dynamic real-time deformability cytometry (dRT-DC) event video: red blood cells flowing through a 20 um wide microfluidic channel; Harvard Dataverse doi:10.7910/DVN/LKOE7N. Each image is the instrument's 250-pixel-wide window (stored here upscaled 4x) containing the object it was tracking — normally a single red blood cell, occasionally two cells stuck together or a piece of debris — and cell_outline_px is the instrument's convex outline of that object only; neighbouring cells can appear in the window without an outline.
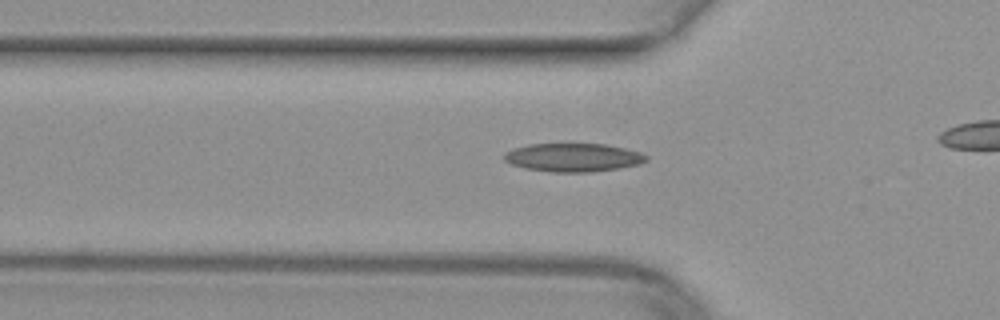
{"species": "common noctule bat (a hibernating species)", "species_latin": "Nyctalus noctula", "temperature_condition": "warm", "stored_images_in_passage": 33, "camera_frame_rate_fps": 3000, "um_per_image_px": 0.085, "animal": {"sex": "female", "body_mass_g": 29.2, "forearm_length_mm": 56.3}, "frame": {"image": 1, "passage_image": 9, "time_ms": 2.667, "image_size_px": [1000, 320], "cell_outline_px": [[648, 160], [640, 164], [620, 168], [592, 172], [552, 172], [524, 168], [512, 164], [504, 160], [504, 152], [512, 148], [528, 144], [608, 144], [640, 152], [648, 156]], "centroid_in_image_um": [48.73, 13.38], "position_along_channel_um": 77.1, "area_um2": 23.7}}
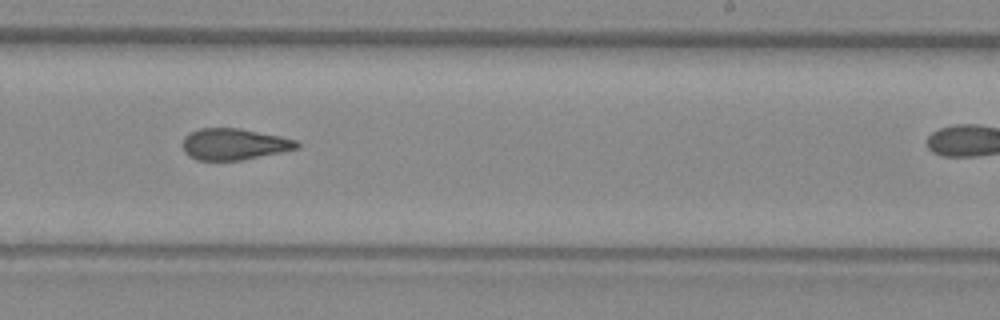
{"frame": {"image": 2, "passage_image": 23, "time_ms": 7.333, "image_size_px": [1000, 320], "cell_outline_px": [[300, 144], [296, 148], [280, 152], [240, 160], [196, 160], [188, 156], [184, 152], [184, 136], [200, 128], [240, 128], [280, 136], [296, 140]], "centroid_in_image_um": [19.87, 12.25], "position_along_channel_um": 269.1, "area_um2": 20.63}}
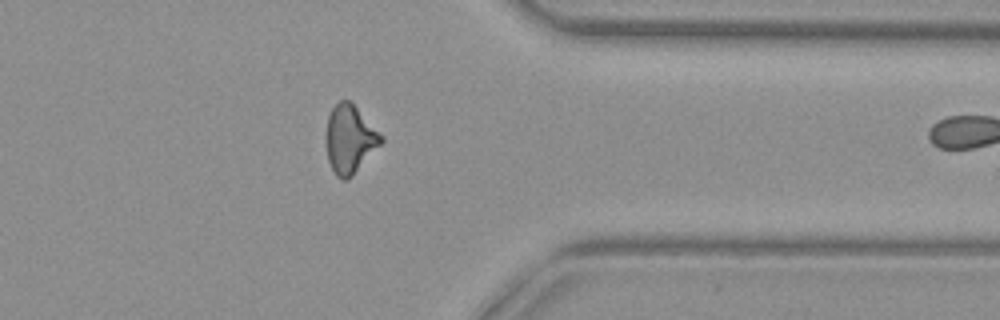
{"frame": {"image": 3, "passage_image": 32, "time_ms": 10.333, "image_size_px": [1000, 320], "cell_outline_px": [[384, 140], [352, 176], [348, 180], [340, 180], [336, 176], [328, 160], [328, 116], [332, 108], [340, 100], [348, 100], [384, 136]], "centroid_in_image_um": [29.76, 11.86], "position_along_channel_um": 381.6, "area_um2": 21.21}}